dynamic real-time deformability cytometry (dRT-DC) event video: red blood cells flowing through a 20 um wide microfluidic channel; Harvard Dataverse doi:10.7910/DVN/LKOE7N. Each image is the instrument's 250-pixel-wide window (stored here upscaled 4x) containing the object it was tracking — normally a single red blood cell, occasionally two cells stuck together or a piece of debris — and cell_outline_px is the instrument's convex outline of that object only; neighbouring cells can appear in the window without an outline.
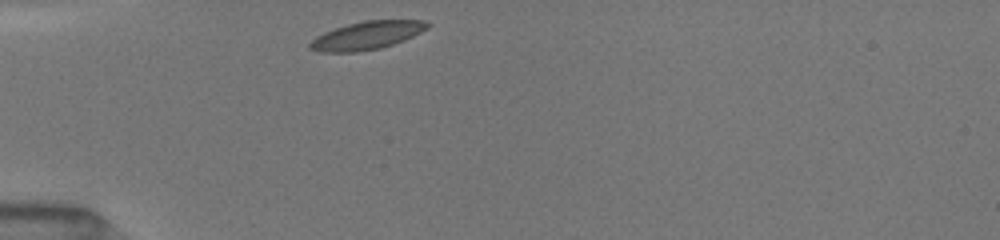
{"species": "common noctule bat (a hibernating species)", "species_latin": "Nyctalus noctula", "temperature_condition": "room temperature", "stored_images_in_passage": 14, "camera_frame_rate_fps": 3000, "um_per_image_px": 0.085, "animal": {"sex": "female", "body_mass_g": 19.5, "forearm_length_mm": 54.1}, "frame": {"image": 1, "passage_image": 1, "time_ms": 0.0, "image_size_px": [1000, 240], "cell_outline_px": [[432, 24], [428, 28], [412, 36], [392, 44], [380, 48], [356, 52], [316, 52], [308, 48], [308, 44], [316, 36], [324, 32], [348, 24], [364, 20], [428, 20]], "centroid_in_image_um": [31.17, 3.01], "position_along_channel_um": 53.8, "area_um2": 19.25}}
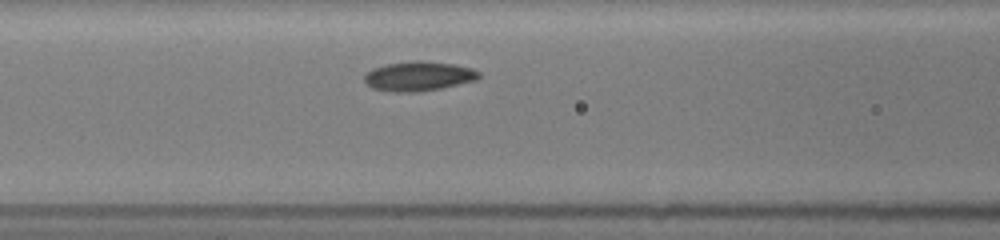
{"frame": {"image": 2, "passage_image": 8, "time_ms": 2.333, "image_size_px": [1000, 240], "cell_outline_px": [[480, 76], [476, 80], [440, 88], [416, 92], [388, 92], [372, 88], [364, 80], [364, 76], [372, 68], [388, 64], [412, 60], [424, 60], [452, 64], [472, 68], [480, 72]], "centroid_in_image_um": [35.57, 6.47], "position_along_channel_um": 131.0, "area_um2": 19.71}}
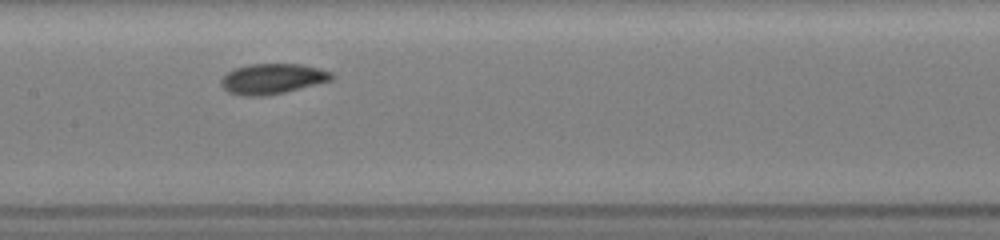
{"frame": {"image": 3, "passage_image": 12, "time_ms": 3.667, "image_size_px": [1000, 240], "cell_outline_px": [[336, 76], [332, 80], [284, 92], [264, 96], [244, 96], [228, 92], [220, 84], [220, 80], [228, 72], [236, 68], [248, 64], [300, 64], [320, 68], [332, 72]], "centroid_in_image_um": [23.17, 6.69], "position_along_channel_um": 184.2, "area_um2": 19.54}}